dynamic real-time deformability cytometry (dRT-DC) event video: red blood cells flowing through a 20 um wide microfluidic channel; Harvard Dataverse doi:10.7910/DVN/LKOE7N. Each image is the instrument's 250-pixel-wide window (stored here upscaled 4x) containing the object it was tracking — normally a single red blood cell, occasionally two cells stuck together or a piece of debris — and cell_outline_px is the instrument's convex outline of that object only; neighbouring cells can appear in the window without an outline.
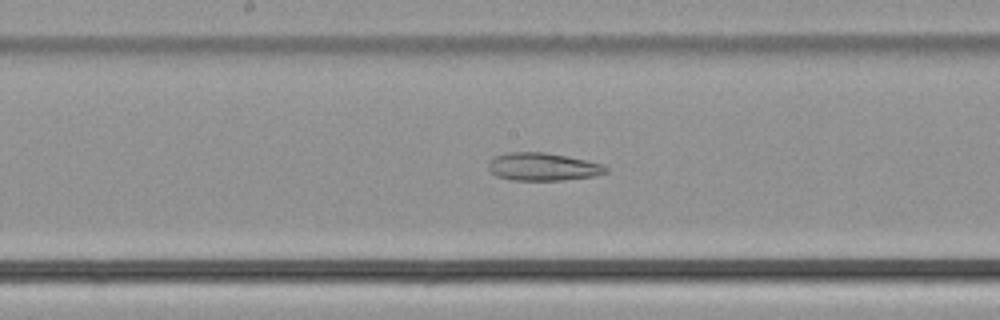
{"species": "common noctule bat (a hibernating species)", "species_latin": "Nyctalus noctula", "temperature_condition": "cold", "stored_images_in_passage": 50, "camera_frame_rate_fps": 3000, "um_per_image_px": 0.085, "animal": {"sex": "male", "body_mass_g": 21.5, "forearm_length_mm": 52.0}, "frame": {"image": 1, "passage_image": 27, "time_ms": 8.667, "image_size_px": [1000, 320], "cell_outline_px": [[608, 172], [596, 176], [564, 180], [512, 180], [496, 176], [488, 168], [488, 164], [496, 156], [512, 152], [544, 152], [604, 164], [608, 168]], "centroid_in_image_um": [46.18, 14.19], "position_along_channel_um": 202.0, "area_um2": 18.9}}
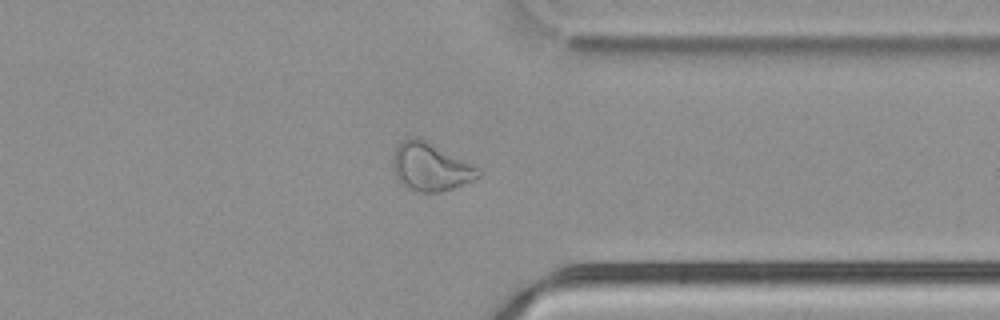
{"frame": {"image": 2, "passage_image": 40, "time_ms": 13.0, "image_size_px": [1000, 320], "cell_outline_px": [[484, 172], [480, 176], [472, 180], [452, 188], [440, 192], [416, 192], [400, 184], [396, 176], [392, 164], [392, 156], [396, 148], [404, 140], [412, 136], [420, 136], [480, 168]], "centroid_in_image_um": [36.59, 14.17], "position_along_channel_um": 374.8, "area_um2": 24.16}}
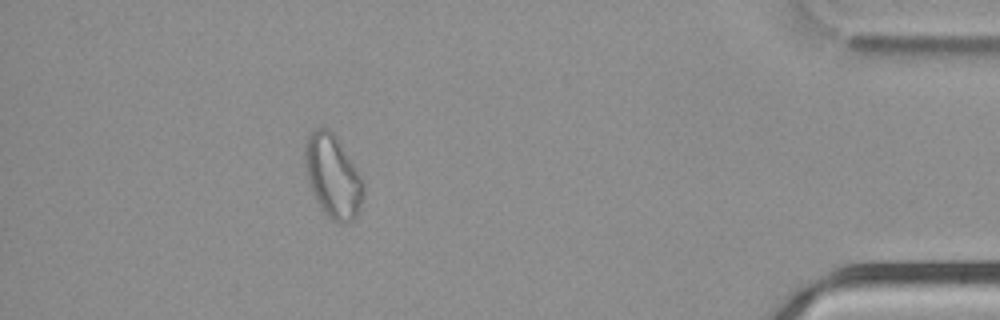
{"frame": {"image": 3, "passage_image": 46, "time_ms": 15.0, "image_size_px": [1000, 320], "cell_outline_px": [[364, 196], [360, 208], [356, 216], [352, 220], [344, 224], [340, 224], [332, 220], [320, 208], [316, 200], [308, 180], [304, 164], [304, 148], [308, 136], [316, 128], [328, 128], [336, 136], [360, 176], [364, 184]], "centroid_in_image_um": [28.28, 15.01], "position_along_channel_um": 406.9, "area_um2": 28.09}}